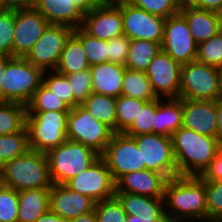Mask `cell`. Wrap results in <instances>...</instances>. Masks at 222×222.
<instances>
[{"instance_id": "cell-27", "label": "cell", "mask_w": 222, "mask_h": 222, "mask_svg": "<svg viewBox=\"0 0 222 222\" xmlns=\"http://www.w3.org/2000/svg\"><path fill=\"white\" fill-rule=\"evenodd\" d=\"M89 68L90 65L82 42L72 33L65 42L60 61L55 70L66 75Z\"/></svg>"}, {"instance_id": "cell-23", "label": "cell", "mask_w": 222, "mask_h": 222, "mask_svg": "<svg viewBox=\"0 0 222 222\" xmlns=\"http://www.w3.org/2000/svg\"><path fill=\"white\" fill-rule=\"evenodd\" d=\"M179 12L185 17L192 37L197 44L209 40L219 32L218 16L215 11L181 3Z\"/></svg>"}, {"instance_id": "cell-9", "label": "cell", "mask_w": 222, "mask_h": 222, "mask_svg": "<svg viewBox=\"0 0 222 222\" xmlns=\"http://www.w3.org/2000/svg\"><path fill=\"white\" fill-rule=\"evenodd\" d=\"M130 137L141 151L145 169L161 173L167 179L179 176L170 136L151 133Z\"/></svg>"}, {"instance_id": "cell-35", "label": "cell", "mask_w": 222, "mask_h": 222, "mask_svg": "<svg viewBox=\"0 0 222 222\" xmlns=\"http://www.w3.org/2000/svg\"><path fill=\"white\" fill-rule=\"evenodd\" d=\"M145 103L146 101L125 95L116 98L117 133H124L132 125Z\"/></svg>"}, {"instance_id": "cell-10", "label": "cell", "mask_w": 222, "mask_h": 222, "mask_svg": "<svg viewBox=\"0 0 222 222\" xmlns=\"http://www.w3.org/2000/svg\"><path fill=\"white\" fill-rule=\"evenodd\" d=\"M65 185L72 191L90 197L95 202L112 198L116 193V182L101 156Z\"/></svg>"}, {"instance_id": "cell-24", "label": "cell", "mask_w": 222, "mask_h": 222, "mask_svg": "<svg viewBox=\"0 0 222 222\" xmlns=\"http://www.w3.org/2000/svg\"><path fill=\"white\" fill-rule=\"evenodd\" d=\"M115 196L122 203L127 215H138L141 219H168L165 214L164 198L116 192Z\"/></svg>"}, {"instance_id": "cell-2", "label": "cell", "mask_w": 222, "mask_h": 222, "mask_svg": "<svg viewBox=\"0 0 222 222\" xmlns=\"http://www.w3.org/2000/svg\"><path fill=\"white\" fill-rule=\"evenodd\" d=\"M171 139L179 176H201L220 147L216 137L201 135L183 126Z\"/></svg>"}, {"instance_id": "cell-15", "label": "cell", "mask_w": 222, "mask_h": 222, "mask_svg": "<svg viewBox=\"0 0 222 222\" xmlns=\"http://www.w3.org/2000/svg\"><path fill=\"white\" fill-rule=\"evenodd\" d=\"M72 33L73 29L68 26L49 24L24 58L44 71L55 70L65 42Z\"/></svg>"}, {"instance_id": "cell-49", "label": "cell", "mask_w": 222, "mask_h": 222, "mask_svg": "<svg viewBox=\"0 0 222 222\" xmlns=\"http://www.w3.org/2000/svg\"><path fill=\"white\" fill-rule=\"evenodd\" d=\"M216 113H217V140L220 146H222V98L216 101Z\"/></svg>"}, {"instance_id": "cell-7", "label": "cell", "mask_w": 222, "mask_h": 222, "mask_svg": "<svg viewBox=\"0 0 222 222\" xmlns=\"http://www.w3.org/2000/svg\"><path fill=\"white\" fill-rule=\"evenodd\" d=\"M178 97L214 101L222 98L218 69L197 60L183 64Z\"/></svg>"}, {"instance_id": "cell-56", "label": "cell", "mask_w": 222, "mask_h": 222, "mask_svg": "<svg viewBox=\"0 0 222 222\" xmlns=\"http://www.w3.org/2000/svg\"><path fill=\"white\" fill-rule=\"evenodd\" d=\"M0 9H5V0H0Z\"/></svg>"}, {"instance_id": "cell-39", "label": "cell", "mask_w": 222, "mask_h": 222, "mask_svg": "<svg viewBox=\"0 0 222 222\" xmlns=\"http://www.w3.org/2000/svg\"><path fill=\"white\" fill-rule=\"evenodd\" d=\"M94 212L97 222H125L127 219V213L116 196L96 202Z\"/></svg>"}, {"instance_id": "cell-3", "label": "cell", "mask_w": 222, "mask_h": 222, "mask_svg": "<svg viewBox=\"0 0 222 222\" xmlns=\"http://www.w3.org/2000/svg\"><path fill=\"white\" fill-rule=\"evenodd\" d=\"M0 179L1 184L16 191L53 186L46 154L32 149L6 162L0 169Z\"/></svg>"}, {"instance_id": "cell-43", "label": "cell", "mask_w": 222, "mask_h": 222, "mask_svg": "<svg viewBox=\"0 0 222 222\" xmlns=\"http://www.w3.org/2000/svg\"><path fill=\"white\" fill-rule=\"evenodd\" d=\"M18 191L0 183V222H17Z\"/></svg>"}, {"instance_id": "cell-31", "label": "cell", "mask_w": 222, "mask_h": 222, "mask_svg": "<svg viewBox=\"0 0 222 222\" xmlns=\"http://www.w3.org/2000/svg\"><path fill=\"white\" fill-rule=\"evenodd\" d=\"M26 105L0 102V136L20 132L26 126Z\"/></svg>"}, {"instance_id": "cell-47", "label": "cell", "mask_w": 222, "mask_h": 222, "mask_svg": "<svg viewBox=\"0 0 222 222\" xmlns=\"http://www.w3.org/2000/svg\"><path fill=\"white\" fill-rule=\"evenodd\" d=\"M184 5L218 12L222 9V0H182Z\"/></svg>"}, {"instance_id": "cell-55", "label": "cell", "mask_w": 222, "mask_h": 222, "mask_svg": "<svg viewBox=\"0 0 222 222\" xmlns=\"http://www.w3.org/2000/svg\"><path fill=\"white\" fill-rule=\"evenodd\" d=\"M217 69H218V73H219V82H220V88H221V92H222V66Z\"/></svg>"}, {"instance_id": "cell-18", "label": "cell", "mask_w": 222, "mask_h": 222, "mask_svg": "<svg viewBox=\"0 0 222 222\" xmlns=\"http://www.w3.org/2000/svg\"><path fill=\"white\" fill-rule=\"evenodd\" d=\"M49 24L35 8L15 9L13 57H25Z\"/></svg>"}, {"instance_id": "cell-12", "label": "cell", "mask_w": 222, "mask_h": 222, "mask_svg": "<svg viewBox=\"0 0 222 222\" xmlns=\"http://www.w3.org/2000/svg\"><path fill=\"white\" fill-rule=\"evenodd\" d=\"M123 34L130 40L163 42L166 19L121 0Z\"/></svg>"}, {"instance_id": "cell-36", "label": "cell", "mask_w": 222, "mask_h": 222, "mask_svg": "<svg viewBox=\"0 0 222 222\" xmlns=\"http://www.w3.org/2000/svg\"><path fill=\"white\" fill-rule=\"evenodd\" d=\"M43 84L70 108L79 105L73 97L70 83L66 75L56 70L45 71L43 75Z\"/></svg>"}, {"instance_id": "cell-41", "label": "cell", "mask_w": 222, "mask_h": 222, "mask_svg": "<svg viewBox=\"0 0 222 222\" xmlns=\"http://www.w3.org/2000/svg\"><path fill=\"white\" fill-rule=\"evenodd\" d=\"M150 14L167 19L180 11L181 0H126Z\"/></svg>"}, {"instance_id": "cell-29", "label": "cell", "mask_w": 222, "mask_h": 222, "mask_svg": "<svg viewBox=\"0 0 222 222\" xmlns=\"http://www.w3.org/2000/svg\"><path fill=\"white\" fill-rule=\"evenodd\" d=\"M161 50L159 43L147 40H131L126 69L145 72L150 62Z\"/></svg>"}, {"instance_id": "cell-33", "label": "cell", "mask_w": 222, "mask_h": 222, "mask_svg": "<svg viewBox=\"0 0 222 222\" xmlns=\"http://www.w3.org/2000/svg\"><path fill=\"white\" fill-rule=\"evenodd\" d=\"M73 34L82 42L90 66L108 62V41L94 38L81 27L74 29Z\"/></svg>"}, {"instance_id": "cell-28", "label": "cell", "mask_w": 222, "mask_h": 222, "mask_svg": "<svg viewBox=\"0 0 222 222\" xmlns=\"http://www.w3.org/2000/svg\"><path fill=\"white\" fill-rule=\"evenodd\" d=\"M99 122L117 133L116 98L92 92L81 104Z\"/></svg>"}, {"instance_id": "cell-50", "label": "cell", "mask_w": 222, "mask_h": 222, "mask_svg": "<svg viewBox=\"0 0 222 222\" xmlns=\"http://www.w3.org/2000/svg\"><path fill=\"white\" fill-rule=\"evenodd\" d=\"M35 222H67L62 219L57 213L49 210L45 214L41 215Z\"/></svg>"}, {"instance_id": "cell-4", "label": "cell", "mask_w": 222, "mask_h": 222, "mask_svg": "<svg viewBox=\"0 0 222 222\" xmlns=\"http://www.w3.org/2000/svg\"><path fill=\"white\" fill-rule=\"evenodd\" d=\"M44 72L24 57H12L2 74V102L27 105L43 84Z\"/></svg>"}, {"instance_id": "cell-52", "label": "cell", "mask_w": 222, "mask_h": 222, "mask_svg": "<svg viewBox=\"0 0 222 222\" xmlns=\"http://www.w3.org/2000/svg\"><path fill=\"white\" fill-rule=\"evenodd\" d=\"M67 222H97L96 214L94 210L84 215H80L77 218L70 219Z\"/></svg>"}, {"instance_id": "cell-34", "label": "cell", "mask_w": 222, "mask_h": 222, "mask_svg": "<svg viewBox=\"0 0 222 222\" xmlns=\"http://www.w3.org/2000/svg\"><path fill=\"white\" fill-rule=\"evenodd\" d=\"M70 108L42 84L26 105L27 112L69 111Z\"/></svg>"}, {"instance_id": "cell-30", "label": "cell", "mask_w": 222, "mask_h": 222, "mask_svg": "<svg viewBox=\"0 0 222 222\" xmlns=\"http://www.w3.org/2000/svg\"><path fill=\"white\" fill-rule=\"evenodd\" d=\"M121 95L146 102L158 99L145 72L129 69L124 72Z\"/></svg>"}, {"instance_id": "cell-26", "label": "cell", "mask_w": 222, "mask_h": 222, "mask_svg": "<svg viewBox=\"0 0 222 222\" xmlns=\"http://www.w3.org/2000/svg\"><path fill=\"white\" fill-rule=\"evenodd\" d=\"M17 222H35L50 210V189H24L18 191Z\"/></svg>"}, {"instance_id": "cell-40", "label": "cell", "mask_w": 222, "mask_h": 222, "mask_svg": "<svg viewBox=\"0 0 222 222\" xmlns=\"http://www.w3.org/2000/svg\"><path fill=\"white\" fill-rule=\"evenodd\" d=\"M15 9H0V55L13 57Z\"/></svg>"}, {"instance_id": "cell-5", "label": "cell", "mask_w": 222, "mask_h": 222, "mask_svg": "<svg viewBox=\"0 0 222 222\" xmlns=\"http://www.w3.org/2000/svg\"><path fill=\"white\" fill-rule=\"evenodd\" d=\"M46 156L53 184H66L100 157L91 148L68 139L49 150Z\"/></svg>"}, {"instance_id": "cell-45", "label": "cell", "mask_w": 222, "mask_h": 222, "mask_svg": "<svg viewBox=\"0 0 222 222\" xmlns=\"http://www.w3.org/2000/svg\"><path fill=\"white\" fill-rule=\"evenodd\" d=\"M130 41L131 40L125 34L108 40V62L125 66Z\"/></svg>"}, {"instance_id": "cell-11", "label": "cell", "mask_w": 222, "mask_h": 222, "mask_svg": "<svg viewBox=\"0 0 222 222\" xmlns=\"http://www.w3.org/2000/svg\"><path fill=\"white\" fill-rule=\"evenodd\" d=\"M101 157L115 182L126 173L145 169L136 141L124 133H113Z\"/></svg>"}, {"instance_id": "cell-13", "label": "cell", "mask_w": 222, "mask_h": 222, "mask_svg": "<svg viewBox=\"0 0 222 222\" xmlns=\"http://www.w3.org/2000/svg\"><path fill=\"white\" fill-rule=\"evenodd\" d=\"M197 48L185 17L180 12L168 17L161 50L183 65L196 60Z\"/></svg>"}, {"instance_id": "cell-14", "label": "cell", "mask_w": 222, "mask_h": 222, "mask_svg": "<svg viewBox=\"0 0 222 222\" xmlns=\"http://www.w3.org/2000/svg\"><path fill=\"white\" fill-rule=\"evenodd\" d=\"M81 28L90 36L110 40L123 34L121 0L100 1L84 13Z\"/></svg>"}, {"instance_id": "cell-32", "label": "cell", "mask_w": 222, "mask_h": 222, "mask_svg": "<svg viewBox=\"0 0 222 222\" xmlns=\"http://www.w3.org/2000/svg\"><path fill=\"white\" fill-rule=\"evenodd\" d=\"M29 149L26 126L20 132L0 136V169L6 162L23 155Z\"/></svg>"}, {"instance_id": "cell-42", "label": "cell", "mask_w": 222, "mask_h": 222, "mask_svg": "<svg viewBox=\"0 0 222 222\" xmlns=\"http://www.w3.org/2000/svg\"><path fill=\"white\" fill-rule=\"evenodd\" d=\"M207 201V222H222V181H203Z\"/></svg>"}, {"instance_id": "cell-37", "label": "cell", "mask_w": 222, "mask_h": 222, "mask_svg": "<svg viewBox=\"0 0 222 222\" xmlns=\"http://www.w3.org/2000/svg\"><path fill=\"white\" fill-rule=\"evenodd\" d=\"M196 60L216 68L222 66V32L198 44Z\"/></svg>"}, {"instance_id": "cell-19", "label": "cell", "mask_w": 222, "mask_h": 222, "mask_svg": "<svg viewBox=\"0 0 222 222\" xmlns=\"http://www.w3.org/2000/svg\"><path fill=\"white\" fill-rule=\"evenodd\" d=\"M95 201L72 191L65 184H53L50 189V210L68 221L94 210Z\"/></svg>"}, {"instance_id": "cell-38", "label": "cell", "mask_w": 222, "mask_h": 222, "mask_svg": "<svg viewBox=\"0 0 222 222\" xmlns=\"http://www.w3.org/2000/svg\"><path fill=\"white\" fill-rule=\"evenodd\" d=\"M156 99L146 102L132 125L124 132L127 136H136L153 133V125H155Z\"/></svg>"}, {"instance_id": "cell-1", "label": "cell", "mask_w": 222, "mask_h": 222, "mask_svg": "<svg viewBox=\"0 0 222 222\" xmlns=\"http://www.w3.org/2000/svg\"><path fill=\"white\" fill-rule=\"evenodd\" d=\"M165 214L178 222H207L205 183L197 176H178L166 181Z\"/></svg>"}, {"instance_id": "cell-44", "label": "cell", "mask_w": 222, "mask_h": 222, "mask_svg": "<svg viewBox=\"0 0 222 222\" xmlns=\"http://www.w3.org/2000/svg\"><path fill=\"white\" fill-rule=\"evenodd\" d=\"M66 77L70 83L71 92L73 93L74 100L79 105H81L85 101V99L93 92L90 69L66 74Z\"/></svg>"}, {"instance_id": "cell-48", "label": "cell", "mask_w": 222, "mask_h": 222, "mask_svg": "<svg viewBox=\"0 0 222 222\" xmlns=\"http://www.w3.org/2000/svg\"><path fill=\"white\" fill-rule=\"evenodd\" d=\"M37 0H5V9L34 8Z\"/></svg>"}, {"instance_id": "cell-54", "label": "cell", "mask_w": 222, "mask_h": 222, "mask_svg": "<svg viewBox=\"0 0 222 222\" xmlns=\"http://www.w3.org/2000/svg\"><path fill=\"white\" fill-rule=\"evenodd\" d=\"M216 13L218 16L219 32H222V9Z\"/></svg>"}, {"instance_id": "cell-57", "label": "cell", "mask_w": 222, "mask_h": 222, "mask_svg": "<svg viewBox=\"0 0 222 222\" xmlns=\"http://www.w3.org/2000/svg\"><path fill=\"white\" fill-rule=\"evenodd\" d=\"M165 222H178V221L167 219Z\"/></svg>"}, {"instance_id": "cell-8", "label": "cell", "mask_w": 222, "mask_h": 222, "mask_svg": "<svg viewBox=\"0 0 222 222\" xmlns=\"http://www.w3.org/2000/svg\"><path fill=\"white\" fill-rule=\"evenodd\" d=\"M112 135L113 131L96 120L82 105L69 110L66 135L68 140L81 143L101 156Z\"/></svg>"}, {"instance_id": "cell-51", "label": "cell", "mask_w": 222, "mask_h": 222, "mask_svg": "<svg viewBox=\"0 0 222 222\" xmlns=\"http://www.w3.org/2000/svg\"><path fill=\"white\" fill-rule=\"evenodd\" d=\"M11 56L8 55H0V102H2V77H3V72L5 71L6 65L11 59Z\"/></svg>"}, {"instance_id": "cell-46", "label": "cell", "mask_w": 222, "mask_h": 222, "mask_svg": "<svg viewBox=\"0 0 222 222\" xmlns=\"http://www.w3.org/2000/svg\"><path fill=\"white\" fill-rule=\"evenodd\" d=\"M198 177L202 181H222V146L219 147L209 167Z\"/></svg>"}, {"instance_id": "cell-20", "label": "cell", "mask_w": 222, "mask_h": 222, "mask_svg": "<svg viewBox=\"0 0 222 222\" xmlns=\"http://www.w3.org/2000/svg\"><path fill=\"white\" fill-rule=\"evenodd\" d=\"M182 126L201 135L217 137L216 101L183 99Z\"/></svg>"}, {"instance_id": "cell-16", "label": "cell", "mask_w": 222, "mask_h": 222, "mask_svg": "<svg viewBox=\"0 0 222 222\" xmlns=\"http://www.w3.org/2000/svg\"><path fill=\"white\" fill-rule=\"evenodd\" d=\"M182 64L160 50L145 74L158 98H177L180 91Z\"/></svg>"}, {"instance_id": "cell-22", "label": "cell", "mask_w": 222, "mask_h": 222, "mask_svg": "<svg viewBox=\"0 0 222 222\" xmlns=\"http://www.w3.org/2000/svg\"><path fill=\"white\" fill-rule=\"evenodd\" d=\"M92 91L106 96L119 97L126 67L112 62L90 66Z\"/></svg>"}, {"instance_id": "cell-21", "label": "cell", "mask_w": 222, "mask_h": 222, "mask_svg": "<svg viewBox=\"0 0 222 222\" xmlns=\"http://www.w3.org/2000/svg\"><path fill=\"white\" fill-rule=\"evenodd\" d=\"M167 180L164 175L156 171L147 169L134 171L122 175L116 181V192L163 198Z\"/></svg>"}, {"instance_id": "cell-53", "label": "cell", "mask_w": 222, "mask_h": 222, "mask_svg": "<svg viewBox=\"0 0 222 222\" xmlns=\"http://www.w3.org/2000/svg\"><path fill=\"white\" fill-rule=\"evenodd\" d=\"M167 219H139L138 215H127L125 222H165Z\"/></svg>"}, {"instance_id": "cell-17", "label": "cell", "mask_w": 222, "mask_h": 222, "mask_svg": "<svg viewBox=\"0 0 222 222\" xmlns=\"http://www.w3.org/2000/svg\"><path fill=\"white\" fill-rule=\"evenodd\" d=\"M100 0H37L35 9L50 24L77 29L82 26L84 13L94 8Z\"/></svg>"}, {"instance_id": "cell-6", "label": "cell", "mask_w": 222, "mask_h": 222, "mask_svg": "<svg viewBox=\"0 0 222 222\" xmlns=\"http://www.w3.org/2000/svg\"><path fill=\"white\" fill-rule=\"evenodd\" d=\"M69 111L27 112L26 128L29 147L47 153L63 144L67 138V117Z\"/></svg>"}, {"instance_id": "cell-25", "label": "cell", "mask_w": 222, "mask_h": 222, "mask_svg": "<svg viewBox=\"0 0 222 222\" xmlns=\"http://www.w3.org/2000/svg\"><path fill=\"white\" fill-rule=\"evenodd\" d=\"M166 99H156L153 133L171 137L174 132L182 127L183 99L179 97Z\"/></svg>"}]
</instances>
